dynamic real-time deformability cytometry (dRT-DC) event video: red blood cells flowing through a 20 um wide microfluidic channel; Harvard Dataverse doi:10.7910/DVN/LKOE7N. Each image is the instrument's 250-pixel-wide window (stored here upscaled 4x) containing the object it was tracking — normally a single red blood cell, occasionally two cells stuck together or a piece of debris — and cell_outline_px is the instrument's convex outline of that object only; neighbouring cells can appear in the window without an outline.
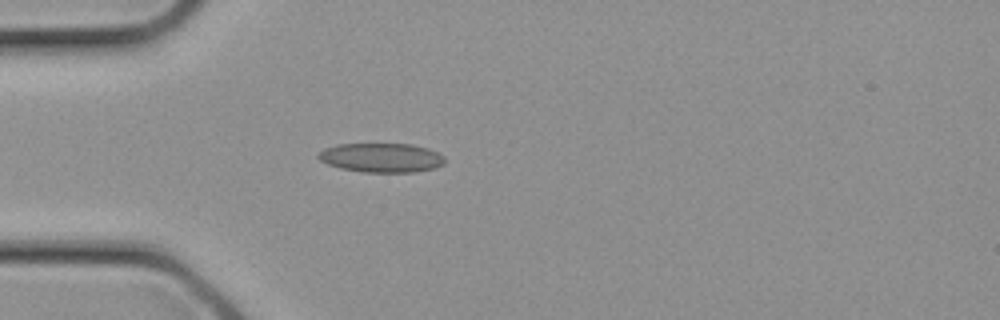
{"species": "common noctule bat (a hibernating species)", "species_latin": "Nyctalus noctula", "temperature_condition": "cold", "stored_images_in_passage": 11, "camera_frame_rate_fps": 3000, "um_per_image_px": 0.085, "animal": {"sex": "female", "body_mass_g": 21.9}, "frame": {"image": 1, "passage_image": 7, "time_ms": 2.0, "image_size_px": [1000, 320], "cell_outline_px": [[444, 164], [436, 168], [416, 172], [360, 172], [340, 168], [328, 164], [320, 160], [316, 156], [324, 148], [336, 144], [412, 144], [428, 148], [444, 156]], "centroid_in_image_um": [32.42, 13.41], "position_along_channel_um": 52.6, "area_um2": 21.68}}
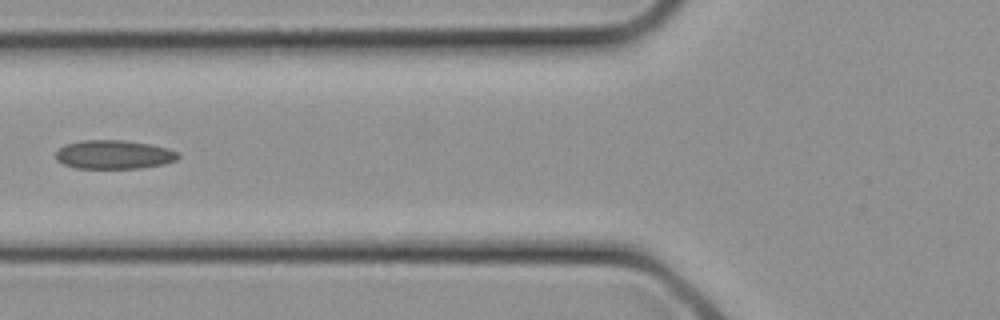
{"frame": {"image": 2, "passage_image": 10, "time_ms": 3.0, "image_size_px": [1000, 320], "cell_outline_px": [[180, 156], [176, 160], [160, 164], [140, 168], [76, 168], [64, 164], [56, 160], [56, 152], [64, 144], [80, 140], [124, 140], [148, 144], [168, 148], [180, 152]], "centroid_in_image_um": [9.67, 13.13], "position_along_channel_um": 116.1, "area_um2": 20.52}}